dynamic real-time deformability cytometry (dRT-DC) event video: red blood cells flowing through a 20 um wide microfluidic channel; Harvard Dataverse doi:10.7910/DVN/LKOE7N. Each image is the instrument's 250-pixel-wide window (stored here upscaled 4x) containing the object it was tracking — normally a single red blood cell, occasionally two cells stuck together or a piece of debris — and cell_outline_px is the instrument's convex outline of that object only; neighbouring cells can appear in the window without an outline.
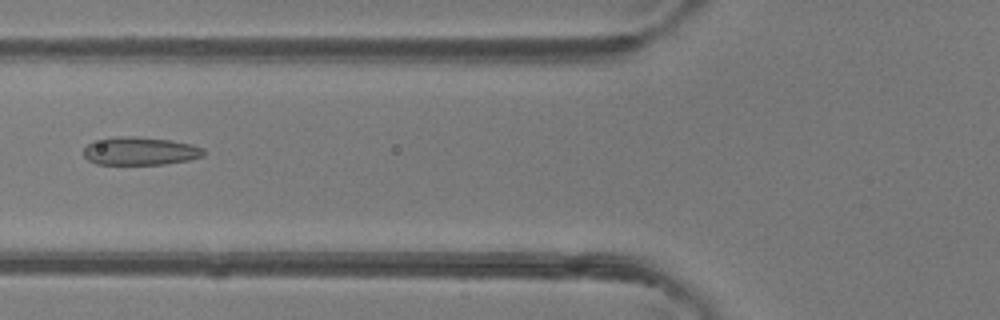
{"species": "common noctule bat (a hibernating species)", "species_latin": "Nyctalus noctula", "temperature_condition": "room temperature", "stored_images_in_passage": 48, "camera_frame_rate_fps": 3000, "um_per_image_px": 0.085, "animal": {"sex": "female"}, "frame": {"image": 1, "passage_image": 19, "time_ms": 6.0, "image_size_px": [1000, 320], "cell_outline_px": [[204, 156], [188, 160], [164, 164], [96, 164], [88, 160], [84, 156], [84, 148], [92, 140], [116, 136], [136, 136], [172, 140], [192, 144], [204, 148]], "centroid_in_image_um": [11.89, 12.82], "position_along_channel_um": 113.9, "area_um2": 19.88}}
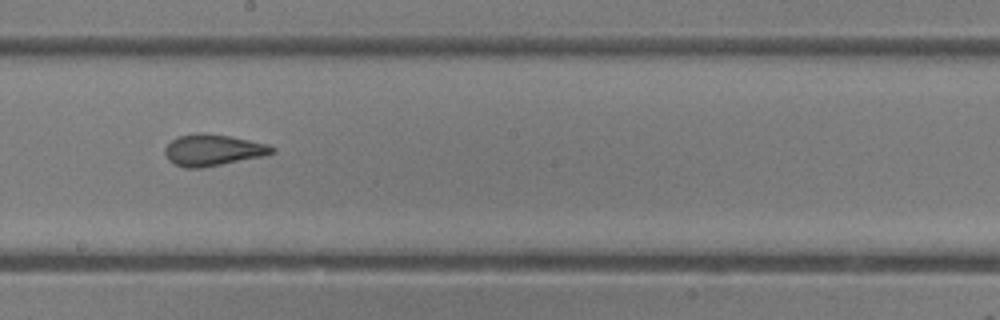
{"frame": {"image": 2, "passage_image": 27, "time_ms": 8.667, "image_size_px": [1000, 320], "cell_outline_px": [[276, 152], [264, 156], [200, 168], [184, 168], [168, 160], [164, 152], [164, 148], [172, 140], [180, 136], [200, 132], [228, 136], [268, 144], [276, 148]], "centroid_in_image_um": [18.11, 12.76], "position_along_channel_um": 230.1, "area_um2": 19.48}}
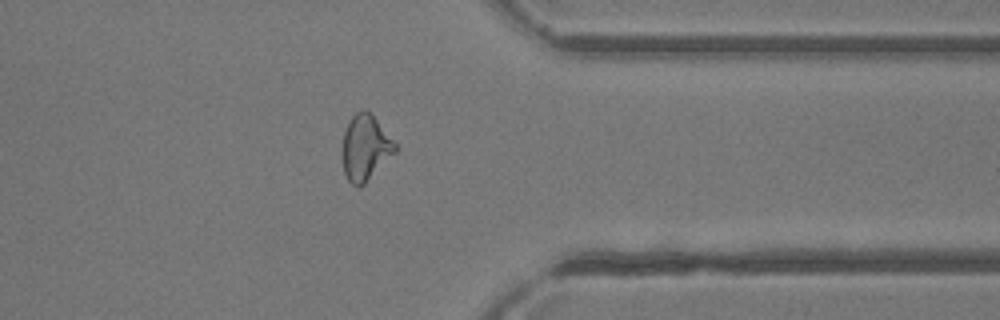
{"frame": {"image": 3, "passage_image": 38, "time_ms": 12.333, "image_size_px": [1000, 320], "cell_outline_px": [[400, 148], [360, 188], [356, 188], [348, 180], [344, 172], [340, 152], [344, 132], [348, 120], [356, 112], [364, 108], [376, 120]], "centroid_in_image_um": [31.02, 12.58], "position_along_channel_um": 380.4, "area_um2": 20.46}, "authors_computed_cell_mechanics": {"area_um2": 20.9525, "velocity_mm_per_s": 4.3454, "shape_relaxation_time_tau1_ms": 10.2831, "shape_relaxation_time_tau2_ms": 0.7616, "deformation_change_tau1": 0.2895, "deformation_change_tau2": 0.0865}}